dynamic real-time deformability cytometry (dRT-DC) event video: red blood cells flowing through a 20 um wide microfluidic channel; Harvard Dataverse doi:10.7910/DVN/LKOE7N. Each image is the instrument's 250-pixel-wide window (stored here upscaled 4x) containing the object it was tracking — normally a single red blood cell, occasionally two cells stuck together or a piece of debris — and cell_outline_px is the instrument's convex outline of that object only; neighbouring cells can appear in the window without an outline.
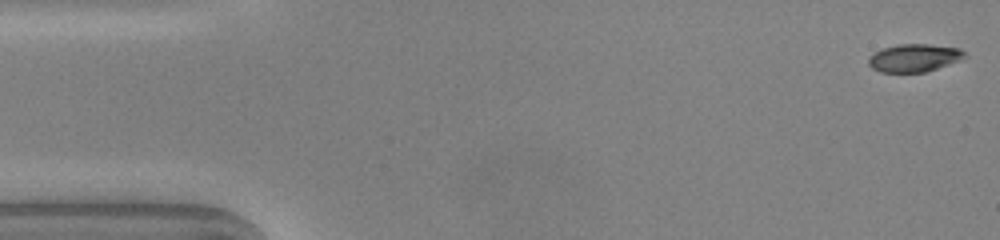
{"species": "common noctule bat (a hibernating species)", "species_latin": "Nyctalus noctula", "temperature_condition": "warm", "stored_images_in_passage": 49, "camera_frame_rate_fps": 3000, "um_per_image_px": 0.085, "animal": {"sex": "male", "body_mass_g": 20.0, "forearm_length_mm": 53.3}, "frame": {"image": 1, "passage_image": 1, "time_ms": 0.0, "image_size_px": [1000, 240], "cell_outline_px": [[968, 56], [948, 64], [924, 72], [880, 72], [872, 68], [868, 64], [868, 56], [884, 48], [900, 44], [928, 44], [960, 48]], "centroid_in_image_um": [77.69, 4.92], "position_along_channel_um": 7.3, "area_um2": 15.43}}
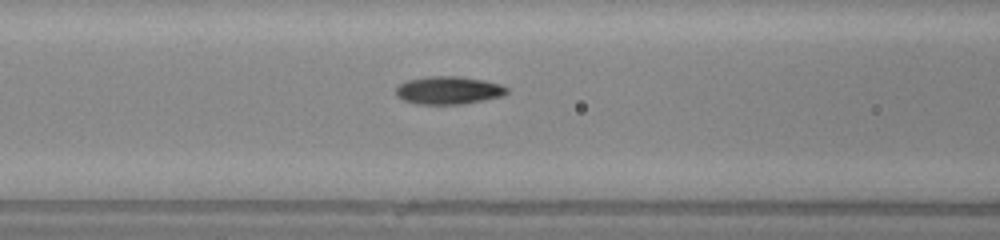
{"frame": {"image": 2, "passage_image": 19, "time_ms": 6.0, "image_size_px": [1000, 240], "cell_outline_px": [[508, 92], [500, 96], [460, 104], [416, 104], [404, 100], [396, 96], [396, 88], [400, 84], [408, 80], [428, 76], [460, 76], [484, 80], [500, 84], [508, 88]], "centroid_in_image_um": [38.1, 7.66], "position_along_channel_um": 128.5, "area_um2": 17.86}}
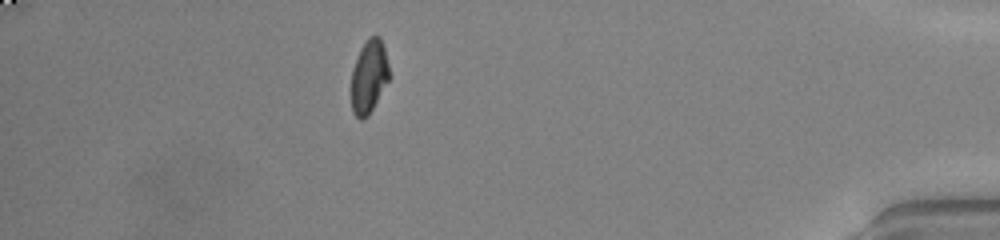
{"frame": {"image": 3, "passage_image": 43, "time_ms": 14.0, "image_size_px": [1000, 240], "cell_outline_px": [[392, 76], [368, 116], [364, 120], [360, 120], [352, 112], [348, 92], [352, 68], [360, 48], [368, 36], [380, 36], [384, 48]], "centroid_in_image_um": [31.33, 6.55], "position_along_channel_um": 403.9, "area_um2": 17.17}, "authors_computed_cell_mechanics": {"area_um2": 17.1088, "velocity_mm_per_s": 4.118, "shape_relaxation_time_tau1_ms": 5.7285, "shape_relaxation_time_tau2_ms": 1.6505, "deformation_change_tau1": 0.2408, "deformation_change_tau2": 0.0524}}